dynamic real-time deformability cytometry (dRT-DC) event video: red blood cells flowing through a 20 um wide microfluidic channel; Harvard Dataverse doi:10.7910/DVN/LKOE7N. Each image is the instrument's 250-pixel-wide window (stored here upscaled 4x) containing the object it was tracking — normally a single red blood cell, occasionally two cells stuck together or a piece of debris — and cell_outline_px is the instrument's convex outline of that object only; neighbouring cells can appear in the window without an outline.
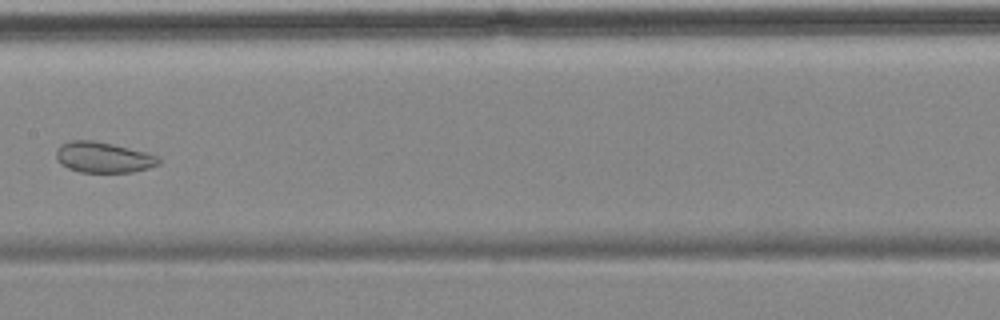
{"species": "common noctule bat (a hibernating species)", "species_latin": "Nyctalus noctula", "temperature_condition": "cold", "stored_images_in_passage": 4, "camera_frame_rate_fps": 3000, "um_per_image_px": 0.085, "animal": {"sex": "female", "body_mass_g": 18.4}, "frame": {"image": 1, "passage_image": 4, "time_ms": 3.667, "image_size_px": [1000, 320], "cell_outline_px": [[160, 164], [148, 168], [132, 172], [80, 172], [68, 168], [60, 164], [56, 156], [56, 152], [60, 144], [72, 140], [92, 140], [112, 144], [144, 152], [156, 156], [160, 160]], "centroid_in_image_um": [8.75, 13.38], "position_along_channel_um": 198.7, "area_um2": 18.15}}